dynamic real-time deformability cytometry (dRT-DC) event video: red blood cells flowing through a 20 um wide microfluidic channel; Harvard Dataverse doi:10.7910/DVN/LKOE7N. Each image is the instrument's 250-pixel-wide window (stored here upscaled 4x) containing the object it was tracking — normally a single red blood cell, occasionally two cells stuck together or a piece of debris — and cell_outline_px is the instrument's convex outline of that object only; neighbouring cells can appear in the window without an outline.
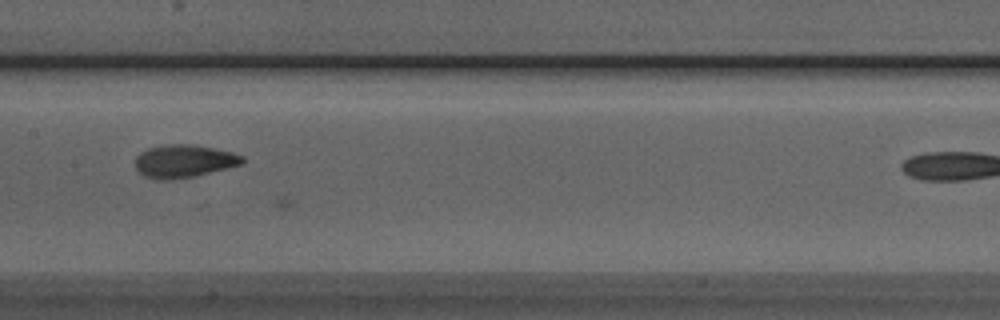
{"species": "Egyptian fruit bat (a non-hibernating species)", "species_latin": "Rousettus aegyptiacus", "temperature_condition": "room temperature", "stored_images_in_passage": 48, "camera_frame_rate_fps": 3000, "um_per_image_px": 0.085, "animal": {"sex": "male"}, "frame": {"image": 1, "passage_image": 19, "time_ms": 6.0, "image_size_px": [1000, 320], "cell_outline_px": [[244, 160], [240, 164], [192, 176], [172, 180], [160, 180], [144, 176], [136, 168], [136, 156], [140, 152], [148, 148], [168, 144], [192, 144], [232, 152], [244, 156]], "centroid_in_image_um": [15.59, 13.69], "position_along_channel_um": 191.8, "area_um2": 20.17}}